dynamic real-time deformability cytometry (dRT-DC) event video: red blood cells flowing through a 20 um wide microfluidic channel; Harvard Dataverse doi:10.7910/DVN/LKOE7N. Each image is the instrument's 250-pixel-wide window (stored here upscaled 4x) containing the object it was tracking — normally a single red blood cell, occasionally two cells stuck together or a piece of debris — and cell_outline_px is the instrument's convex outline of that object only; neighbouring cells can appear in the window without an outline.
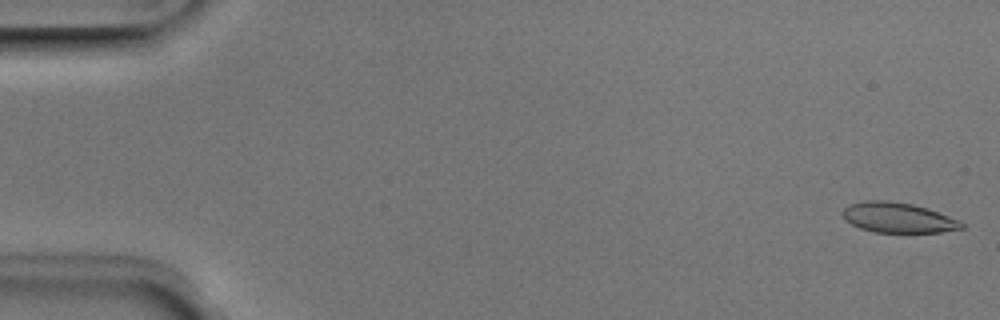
{"species": "Egyptian fruit bat (a non-hibernating species)", "species_latin": "Rousettus aegyptiacus", "temperature_condition": "room temperature", "stored_images_in_passage": 51, "camera_frame_rate_fps": 3000, "um_per_image_px": 0.085, "animal": {"sex": "male"}, "frame": {"image": 1, "passage_image": 1, "time_ms": 0.0, "image_size_px": [1000, 320], "cell_outline_px": [[964, 228], [940, 232], [876, 232], [860, 228], [844, 220], [844, 208], [852, 204], [864, 200], [888, 200], [912, 204], [928, 208], [960, 220], [964, 224]], "centroid_in_image_um": [76.36, 18.49], "position_along_channel_um": 8.6, "area_um2": 20.81}}
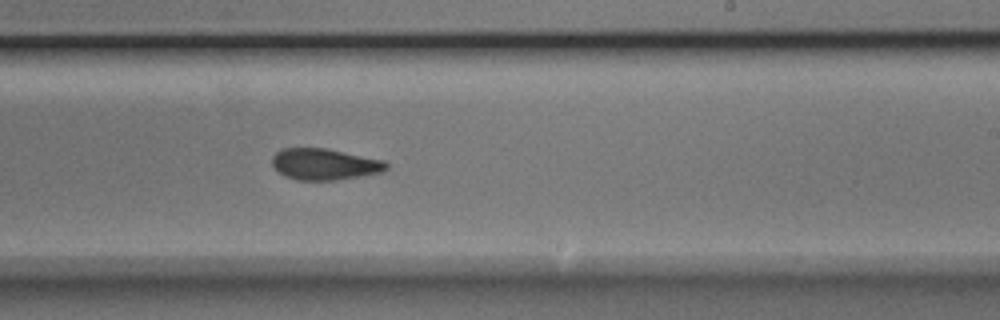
{"frame": {"image": 2, "passage_image": 31, "time_ms": 10.0, "image_size_px": [1000, 320], "cell_outline_px": [[388, 168], [384, 172], [336, 180], [296, 180], [284, 176], [272, 164], [272, 156], [280, 148], [328, 148], [384, 160], [388, 164]], "centroid_in_image_um": [27.6, 13.95], "position_along_channel_um": 261.4, "area_um2": 21.04}}
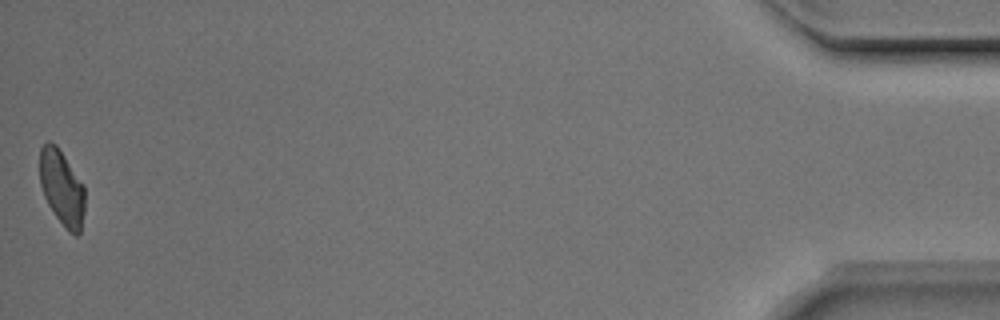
{"frame": {"image": 3, "passage_image": 51, "time_ms": 16.667, "image_size_px": [1000, 320], "cell_outline_px": [[84, 212], [80, 232], [76, 236], [68, 232], [56, 216], [48, 204], [44, 196], [40, 184], [40, 148], [48, 140], [56, 144], [84, 184]], "centroid_in_image_um": [5.26, 15.95], "position_along_channel_um": 429.9, "area_um2": 19.83}, "authors_computed_cell_mechanics": {"area_um2": 21.3282, "velocity_mm_per_s": 3.9483, "shape_relaxation_time_tau1_ms": 5.8966, "shape_relaxation_time_tau2_ms": 3.2724, "deformation_change_tau1": 0.1507, "deformation_change_tau2": 0.092}}